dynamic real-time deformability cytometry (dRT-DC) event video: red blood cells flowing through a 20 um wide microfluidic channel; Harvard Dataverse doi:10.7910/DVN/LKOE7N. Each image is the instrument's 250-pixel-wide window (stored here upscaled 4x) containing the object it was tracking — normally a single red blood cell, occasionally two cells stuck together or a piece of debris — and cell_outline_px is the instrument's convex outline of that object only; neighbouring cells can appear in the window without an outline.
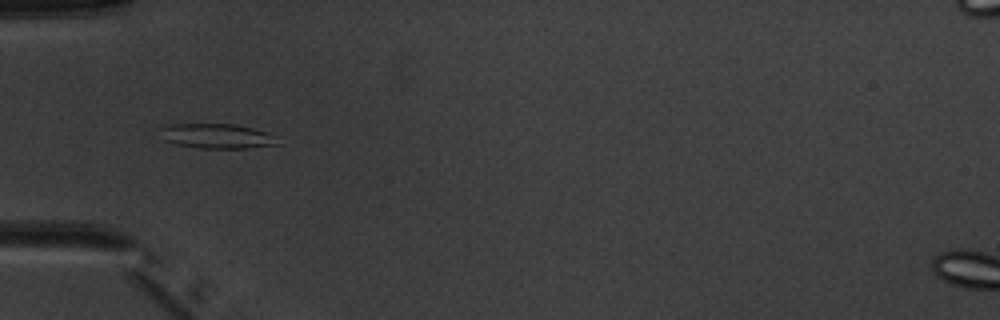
{"species": "common noctule bat (a hibernating species)", "species_latin": "Nyctalus noctula", "temperature_condition": "warm", "stored_images_in_passage": 8, "camera_frame_rate_fps": 3000, "um_per_image_px": 0.085, "animal": {"sex": "male", "body_mass_g": 20.1, "forearm_length_mm": 53.5}, "frame": {"image": 1, "passage_image": 6, "time_ms": 6.667, "image_size_px": [1000, 320], "cell_outline_px": [[280, 144], [244, 148], [200, 148], [176, 144], [164, 140], [156, 128], [172, 124], [236, 124], [252, 128], [276, 136]], "centroid_in_image_um": [18.38, 11.56], "position_along_channel_um": 66.6, "area_um2": 16.99}}
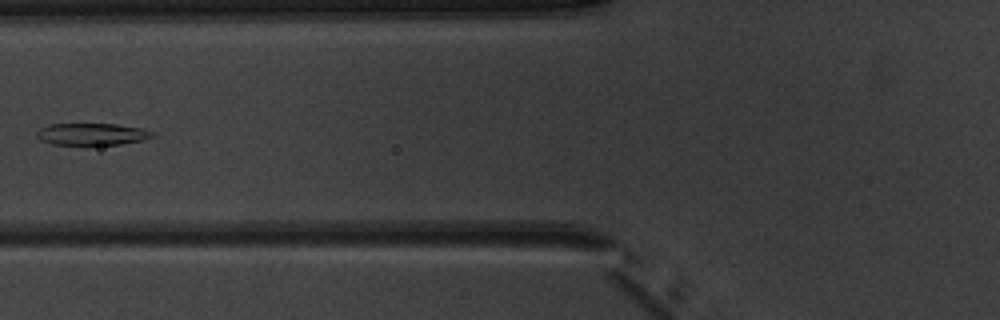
{"frame": {"image": 2, "passage_image": 7, "time_ms": 8.0, "image_size_px": [1000, 320], "cell_outline_px": [[156, 136], [144, 140], [120, 144], [84, 148], [52, 144], [40, 140], [36, 136], [36, 132], [40, 128], [48, 124], [116, 124], [144, 128], [156, 132]], "centroid_in_image_um": [7.83, 11.45], "position_along_channel_um": 118.0, "area_um2": 15.9}}
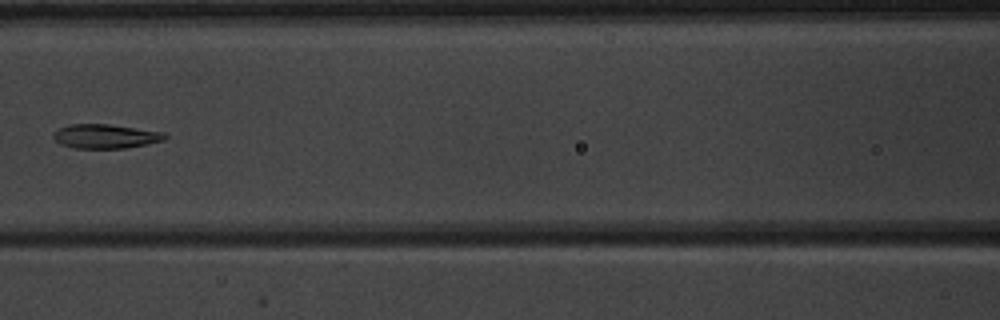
{"frame": {"image": 3, "passage_image": 8, "time_ms": 9.0, "image_size_px": [1000, 320], "cell_outline_px": [[168, 136], [164, 140], [148, 144], [124, 148], [72, 148], [60, 144], [52, 136], [60, 128], [68, 124], [108, 124], [164, 132]], "centroid_in_image_um": [8.98, 11.59], "position_along_channel_um": 157.6, "area_um2": 15.66}}